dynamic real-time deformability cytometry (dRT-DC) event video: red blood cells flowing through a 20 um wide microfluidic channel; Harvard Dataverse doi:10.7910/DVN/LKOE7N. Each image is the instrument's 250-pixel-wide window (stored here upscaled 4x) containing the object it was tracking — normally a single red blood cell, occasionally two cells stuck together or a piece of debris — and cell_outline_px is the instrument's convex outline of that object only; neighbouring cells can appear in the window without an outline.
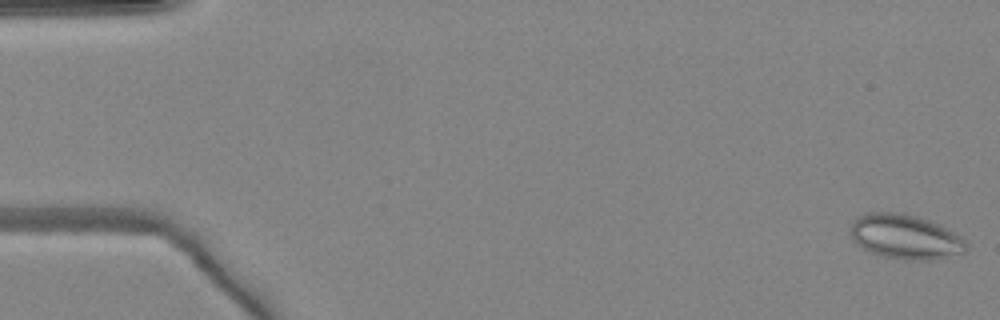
{"species": "common noctule bat (a hibernating species)", "species_latin": "Nyctalus noctula", "temperature_condition": "warm", "stored_images_in_passage": 51, "camera_frame_rate_fps": 3000, "um_per_image_px": 0.085, "animal": {"sex": "female", "body_mass_g": 24.6, "forearm_length_mm": 56.2}, "frame": {"image": 1, "passage_image": 1, "time_ms": 0.0, "image_size_px": [1000, 320], "cell_outline_px": [[968, 248], [964, 252], [936, 260], [904, 260], [884, 256], [868, 252], [856, 244], [852, 240], [848, 232], [848, 228], [864, 212], [904, 212], [940, 224], [960, 236], [968, 244]], "centroid_in_image_um": [76.92, 20.13], "position_along_channel_um": 8.1, "area_um2": 30.58}}
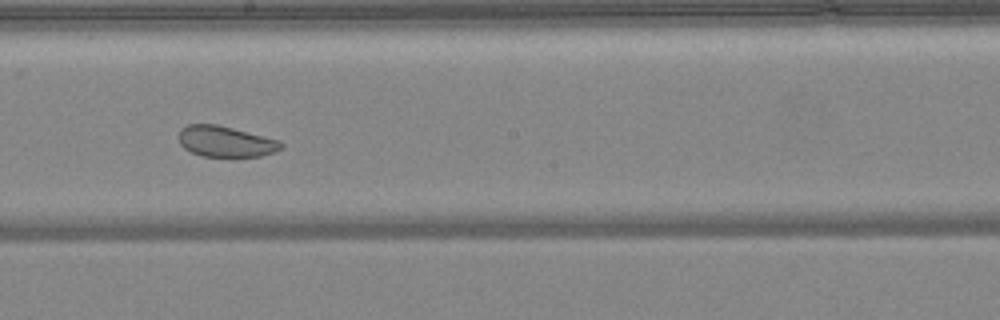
{"frame": {"image": 2, "passage_image": 28, "time_ms": 9.0, "image_size_px": [1000, 320], "cell_outline_px": [[284, 148], [276, 152], [260, 156], [200, 156], [184, 148], [180, 144], [180, 128], [188, 124], [216, 124], [280, 140], [284, 144]], "centroid_in_image_um": [19.21, 12.03], "position_along_channel_um": 229.0, "area_um2": 18.38}}
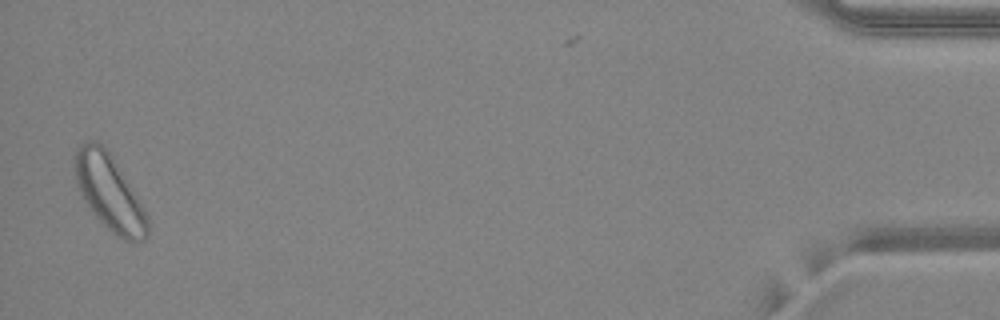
{"frame": {"image": 3, "passage_image": 49, "time_ms": 16.0, "image_size_px": [1000, 320], "cell_outline_px": [[148, 236], [144, 240], [124, 240], [112, 232], [92, 212], [84, 200], [76, 184], [72, 160], [72, 156], [76, 148], [80, 144], [88, 140], [96, 140], [112, 156], [148, 216]], "centroid_in_image_um": [9.24, 16.32], "position_along_channel_um": 426.0, "area_um2": 31.67}, "authors_computed_cell_mechanics": {"area_um2": 25.721, "velocity_mm_per_s": 4.1278, "shape_relaxation_time_tau1_ms": null, "shape_relaxation_time_tau2_ms": 2.6019, "deformation_change_tau1": null, "deformation_change_tau2": 0.0773}}